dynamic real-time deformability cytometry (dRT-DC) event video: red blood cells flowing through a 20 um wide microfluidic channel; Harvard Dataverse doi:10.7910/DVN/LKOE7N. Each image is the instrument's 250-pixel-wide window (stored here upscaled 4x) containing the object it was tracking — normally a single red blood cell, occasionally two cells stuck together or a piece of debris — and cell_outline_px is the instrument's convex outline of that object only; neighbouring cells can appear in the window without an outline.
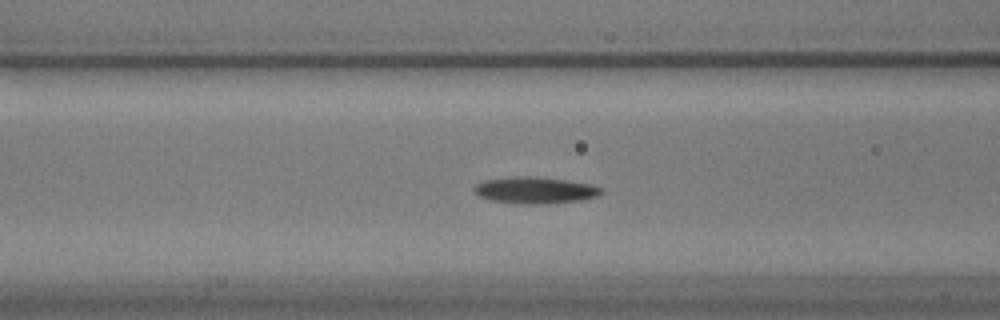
{"species": "common noctule bat (a hibernating species)", "species_latin": "Nyctalus noctula", "temperature_condition": "warm", "stored_images_in_passage": 57, "camera_frame_rate_fps": 3000, "um_per_image_px": 0.085, "animal": {"sex": "male", "body_mass_g": 17.9}, "frame": {"image": 1, "passage_image": 21, "time_ms": 6.667, "image_size_px": [1000, 320], "cell_outline_px": [[604, 188], [596, 196], [580, 200], [536, 204], [520, 204], [492, 200], [480, 196], [472, 188], [476, 184], [484, 180], [516, 176], [532, 176], [564, 180], [588, 184]], "centroid_in_image_um": [45.43, 16.16], "position_along_channel_um": 121.2, "area_um2": 19.31}}
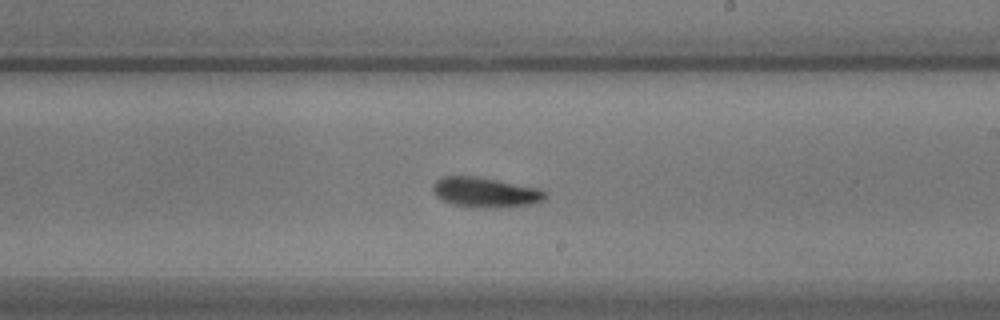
{"frame": {"image": 2, "passage_image": 32, "time_ms": 10.333, "image_size_px": [1000, 320], "cell_outline_px": [[548, 192], [544, 200], [532, 204], [492, 208], [476, 208], [452, 204], [436, 196], [432, 188], [436, 180], [444, 176], [476, 176], [540, 188]], "centroid_in_image_um": [41.28, 16.35], "position_along_channel_um": 247.7, "area_um2": 19.71}}
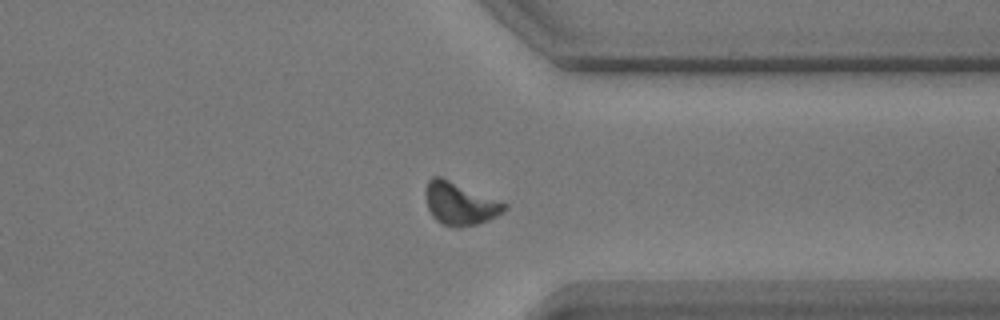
{"frame": {"image": 3, "passage_image": 43, "time_ms": 14.0, "image_size_px": [1000, 320], "cell_outline_px": [[508, 208], [504, 212], [488, 220], [476, 224], [460, 228], [456, 228], [440, 224], [432, 216], [428, 208], [424, 196], [424, 192], [428, 180], [432, 176], [440, 176], [508, 204]], "centroid_in_image_um": [39.06, 17.32], "position_along_channel_um": 372.3, "area_um2": 19.77}, "authors_computed_cell_mechanics": {"area_um2": 18.4382, "velocity_mm_per_s": 3.4618, "shape_relaxation_time_tau1_ms": 2.662, "shape_relaxation_time_tau2_ms": null, "deformation_change_tau1": 0.1245, "deformation_change_tau2": null}}